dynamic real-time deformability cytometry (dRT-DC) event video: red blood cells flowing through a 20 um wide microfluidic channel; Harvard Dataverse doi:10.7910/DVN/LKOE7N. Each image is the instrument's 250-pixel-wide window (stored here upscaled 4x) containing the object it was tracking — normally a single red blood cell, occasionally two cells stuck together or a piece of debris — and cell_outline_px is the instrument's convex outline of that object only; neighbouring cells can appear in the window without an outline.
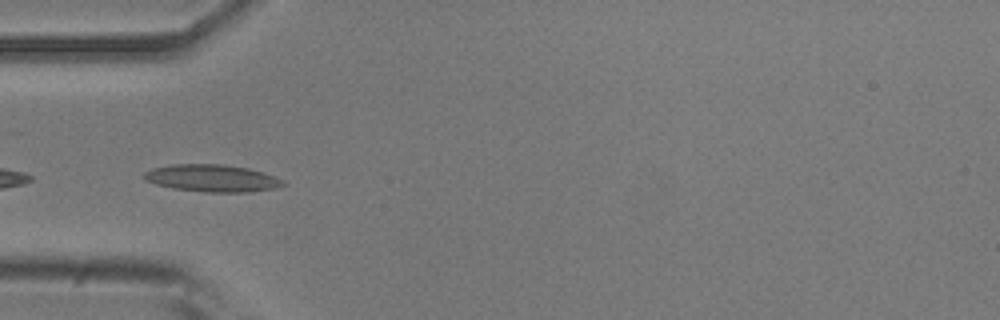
{"species": "common noctule bat (a hibernating species)", "species_latin": "Nyctalus noctula", "temperature_condition": "room temperature", "stored_images_in_passage": 6, "camera_frame_rate_fps": 3000, "um_per_image_px": 0.085, "animal": {"sex": "male", "body_mass_g": 20.5, "forearm_length_mm": 52.5}, "frame": {"image": 1, "passage_image": 2, "time_ms": 0.333, "image_size_px": [1000, 320], "cell_outline_px": [[288, 184], [276, 188], [248, 192], [204, 192], [172, 188], [156, 184], [144, 180], [144, 172], [152, 168], [172, 164], [224, 164], [248, 168], [284, 180]], "centroid_in_image_um": [18.02, 15.15], "position_along_channel_um": 67.0, "area_um2": 22.08}}